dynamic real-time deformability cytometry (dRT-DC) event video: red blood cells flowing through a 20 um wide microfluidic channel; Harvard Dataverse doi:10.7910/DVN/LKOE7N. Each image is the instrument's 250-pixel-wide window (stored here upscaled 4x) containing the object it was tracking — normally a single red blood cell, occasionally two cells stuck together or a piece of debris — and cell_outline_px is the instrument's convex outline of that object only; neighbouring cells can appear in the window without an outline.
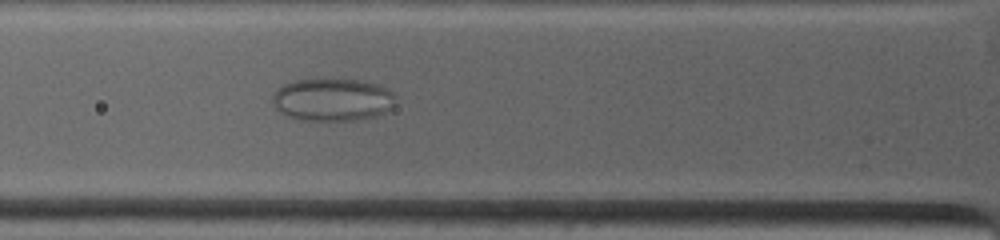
{"species": "common noctule bat (a hibernating species)", "species_latin": "Nyctalus noctula", "temperature_condition": "warm", "stored_images_in_passage": 49, "camera_frame_rate_fps": 4500, "um_per_image_px": 0.085, "animal": {"sex": "female", "body_mass_g": 19.0, "forearm_length_mm": 53.3}, "frame": {"image": 1, "passage_image": 12, "time_ms": 3.111, "image_size_px": [1000, 240], "cell_outline_px": [[392, 108], [376, 116], [352, 120], [304, 120], [288, 116], [280, 112], [276, 108], [272, 100], [272, 96], [276, 88], [284, 84], [296, 80], [360, 80], [376, 84], [392, 92]], "centroid_in_image_um": [28.2, 8.48], "position_along_channel_um": 97.6, "area_um2": 30.06}}
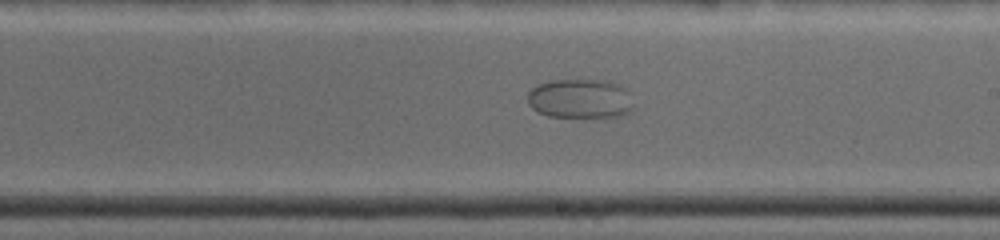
{"frame": {"image": 2, "passage_image": 26, "time_ms": 6.889, "image_size_px": [1000, 240], "cell_outline_px": [[632, 108], [628, 112], [620, 116], [548, 116], [536, 112], [528, 104], [528, 92], [532, 88], [540, 84], [552, 80], [604, 80], [620, 84], [624, 88]], "centroid_in_image_um": [49.25, 8.38], "position_along_channel_um": 239.8, "area_um2": 23.87}}
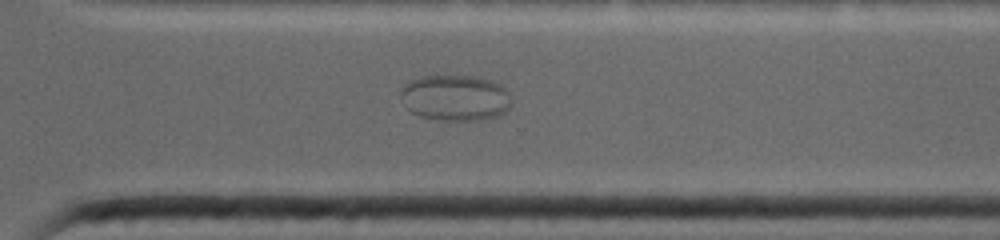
{"frame": {"image": 3, "passage_image": 31, "time_ms": 9.333, "image_size_px": [1000, 240], "cell_outline_px": [[512, 104], [500, 116], [484, 120], [444, 120], [420, 116], [412, 112], [408, 108], [400, 96], [400, 92], [404, 84], [420, 76], [476, 76], [500, 84], [512, 96]], "centroid_in_image_um": [38.74, 8.31], "position_along_channel_um": 331.9, "area_um2": 29.77}}